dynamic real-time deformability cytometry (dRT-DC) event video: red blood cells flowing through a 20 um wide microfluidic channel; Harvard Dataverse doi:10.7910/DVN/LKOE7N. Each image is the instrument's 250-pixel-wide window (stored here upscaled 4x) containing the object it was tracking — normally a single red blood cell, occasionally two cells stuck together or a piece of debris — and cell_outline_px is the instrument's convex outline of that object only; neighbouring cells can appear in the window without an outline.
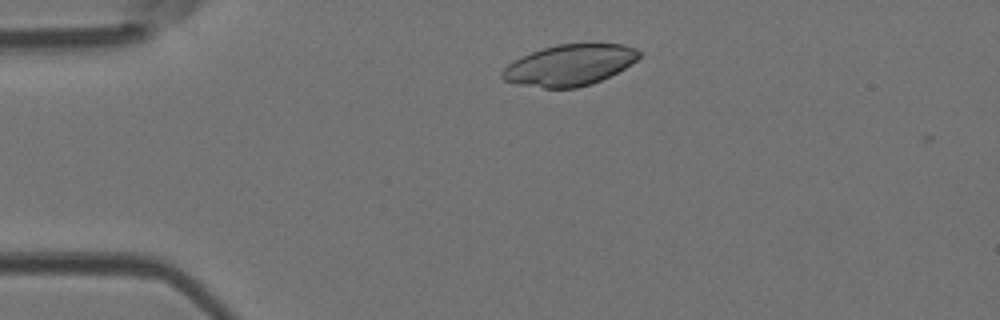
{"species": "Egyptian fruit bat (a non-hibernating species)", "species_latin": "Rousettus aegyptiacus", "temperature_condition": "room temperature", "stored_images_in_passage": 39, "camera_frame_rate_fps": 3000, "um_per_image_px": 0.085, "animal": {"sex": "female"}, "frame": {"image": 1, "passage_image": 2, "time_ms": 0.333, "image_size_px": [1000, 320], "cell_outline_px": [[640, 56], [632, 64], [592, 84], [576, 88], [544, 88], [516, 84], [504, 80], [500, 76], [500, 72], [508, 64], [532, 52], [556, 44], [624, 44], [636, 48], [640, 52]], "centroid_in_image_um": [48.41, 5.54], "position_along_channel_um": 36.6, "area_um2": 32.54}}
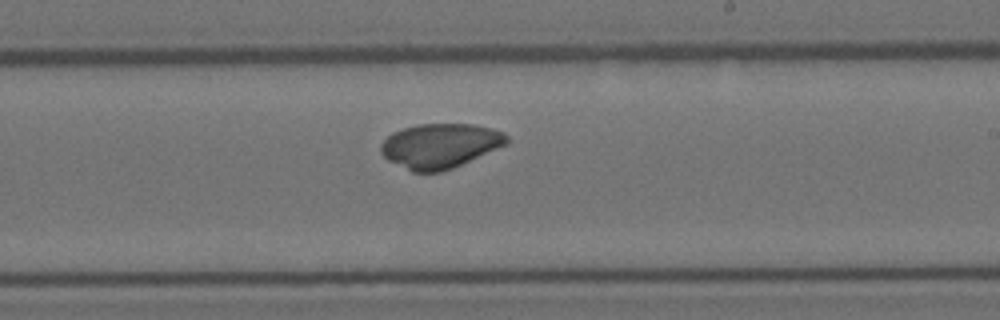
{"frame": {"image": 2, "passage_image": 20, "time_ms": 6.333, "image_size_px": [1000, 320], "cell_outline_px": [[508, 144], [452, 168], [440, 172], [412, 172], [388, 160], [380, 152], [380, 144], [392, 132], [416, 124], [472, 124], [492, 128], [504, 132], [508, 136]], "centroid_in_image_um": [37.4, 12.38], "position_along_channel_um": 251.6, "area_um2": 32.77}}
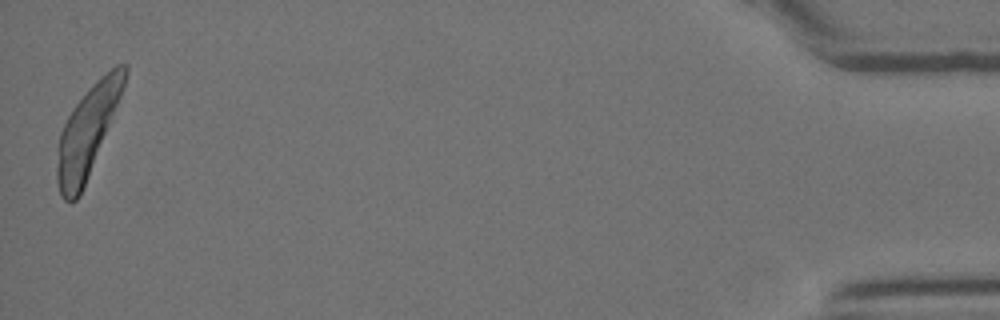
{"frame": {"image": 3, "passage_image": 39, "time_ms": 12.667, "image_size_px": [1000, 320], "cell_outline_px": [[128, 72], [120, 96], [80, 196], [76, 200], [64, 200], [60, 196], [56, 180], [56, 148], [60, 132], [68, 116], [76, 104], [88, 88], [100, 76], [116, 64], [128, 64]], "centroid_in_image_um": [7.38, 11.17], "position_along_channel_um": 427.8, "area_um2": 34.62}}